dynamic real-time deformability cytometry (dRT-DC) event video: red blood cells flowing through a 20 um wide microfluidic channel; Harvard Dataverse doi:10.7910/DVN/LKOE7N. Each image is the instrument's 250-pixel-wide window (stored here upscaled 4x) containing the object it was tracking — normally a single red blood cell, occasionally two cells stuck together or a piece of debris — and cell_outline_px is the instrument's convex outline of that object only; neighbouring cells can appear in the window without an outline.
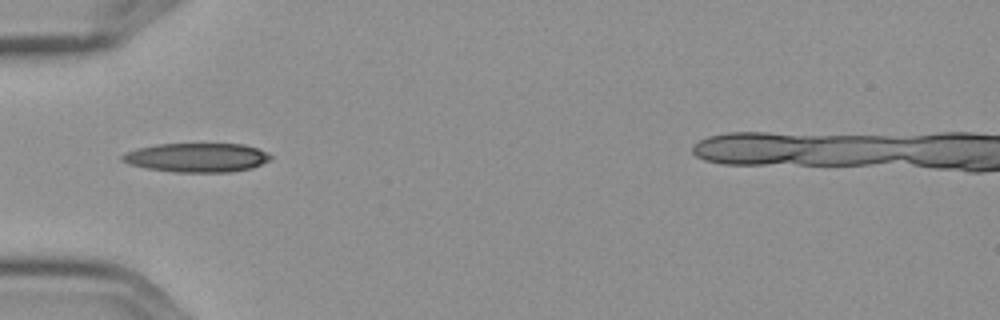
{"species": "Egyptian fruit bat (a non-hibernating species)", "species_latin": "Rousettus aegyptiacus", "temperature_condition": "cold", "stored_images_in_passage": 5, "camera_frame_rate_fps": 3000, "um_per_image_px": 0.085, "frame": {"image": 1, "passage_image": 1, "time_ms": 0.0, "image_size_px": [1000, 320], "cell_outline_px": [[272, 156], [268, 160], [252, 168], [232, 172], [176, 172], [148, 168], [128, 164], [120, 160], [120, 156], [124, 152], [136, 148], [156, 144], [244, 144], [256, 148]], "centroid_in_image_um": [16.67, 13.39], "position_along_channel_um": 68.3, "area_um2": 25.09}}
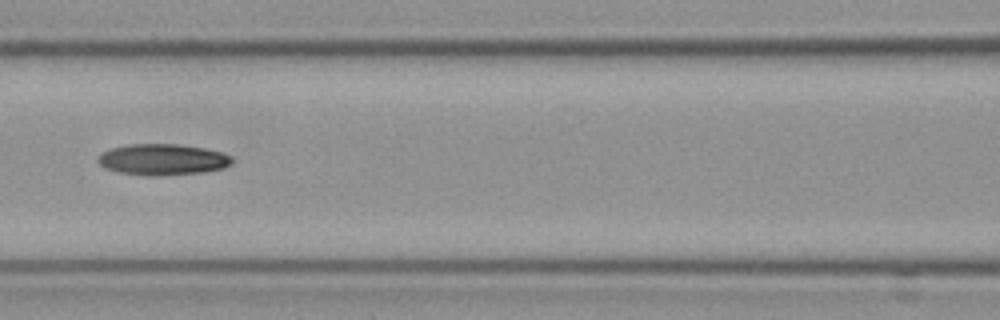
{"frame": {"image": 2, "passage_image": 3, "time_ms": 0.667, "image_size_px": [1000, 320], "cell_outline_px": [[232, 164], [224, 168], [204, 172], [160, 176], [148, 176], [120, 172], [104, 168], [96, 160], [104, 152], [112, 148], [128, 144], [176, 144], [204, 148], [220, 152], [232, 156]], "centroid_in_image_um": [13.84, 13.57], "position_along_channel_um": 152.8, "area_um2": 24.33}}
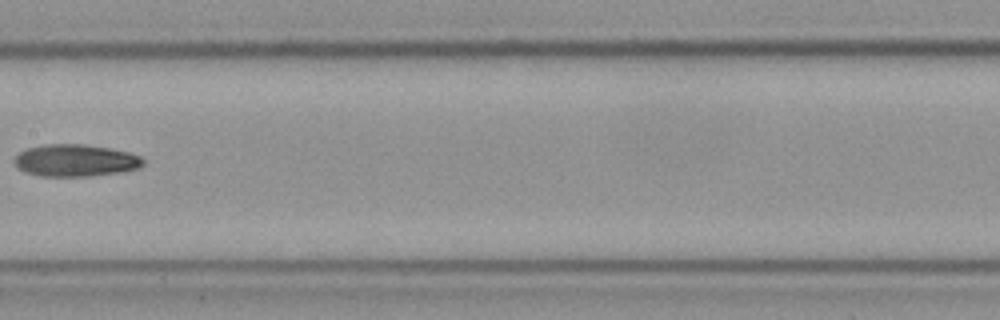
{"frame": {"image": 3, "passage_image": 4, "time_ms": 1.0, "image_size_px": [1000, 320], "cell_outline_px": [[144, 164], [140, 168], [120, 172], [88, 176], [40, 176], [28, 172], [20, 168], [12, 160], [20, 152], [28, 148], [44, 144], [84, 144], [108, 148], [128, 152], [140, 156], [144, 160]], "centroid_in_image_um": [6.44, 13.63], "position_along_channel_um": 201.0, "area_um2": 23.93}}